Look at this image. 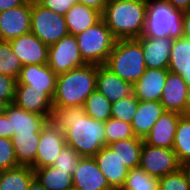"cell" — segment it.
<instances>
[{
    "instance_id": "obj_1",
    "label": "cell",
    "mask_w": 190,
    "mask_h": 190,
    "mask_svg": "<svg viewBox=\"0 0 190 190\" xmlns=\"http://www.w3.org/2000/svg\"><path fill=\"white\" fill-rule=\"evenodd\" d=\"M51 121L64 131L66 145L81 157H94L105 146V122L88 116L84 106L53 107Z\"/></svg>"
},
{
    "instance_id": "obj_2",
    "label": "cell",
    "mask_w": 190,
    "mask_h": 190,
    "mask_svg": "<svg viewBox=\"0 0 190 190\" xmlns=\"http://www.w3.org/2000/svg\"><path fill=\"white\" fill-rule=\"evenodd\" d=\"M102 19L117 39H138L144 31L146 0H109Z\"/></svg>"
},
{
    "instance_id": "obj_3",
    "label": "cell",
    "mask_w": 190,
    "mask_h": 190,
    "mask_svg": "<svg viewBox=\"0 0 190 190\" xmlns=\"http://www.w3.org/2000/svg\"><path fill=\"white\" fill-rule=\"evenodd\" d=\"M98 65L85 64L57 75L53 107L84 106L86 98L96 90Z\"/></svg>"
},
{
    "instance_id": "obj_4",
    "label": "cell",
    "mask_w": 190,
    "mask_h": 190,
    "mask_svg": "<svg viewBox=\"0 0 190 190\" xmlns=\"http://www.w3.org/2000/svg\"><path fill=\"white\" fill-rule=\"evenodd\" d=\"M183 13L166 0H146V19L141 37H183Z\"/></svg>"
},
{
    "instance_id": "obj_5",
    "label": "cell",
    "mask_w": 190,
    "mask_h": 190,
    "mask_svg": "<svg viewBox=\"0 0 190 190\" xmlns=\"http://www.w3.org/2000/svg\"><path fill=\"white\" fill-rule=\"evenodd\" d=\"M105 66L122 80L134 85L146 69L141 43L137 39L117 40Z\"/></svg>"
},
{
    "instance_id": "obj_6",
    "label": "cell",
    "mask_w": 190,
    "mask_h": 190,
    "mask_svg": "<svg viewBox=\"0 0 190 190\" xmlns=\"http://www.w3.org/2000/svg\"><path fill=\"white\" fill-rule=\"evenodd\" d=\"M75 37L83 60L95 65H105L117 41L103 19Z\"/></svg>"
},
{
    "instance_id": "obj_7",
    "label": "cell",
    "mask_w": 190,
    "mask_h": 190,
    "mask_svg": "<svg viewBox=\"0 0 190 190\" xmlns=\"http://www.w3.org/2000/svg\"><path fill=\"white\" fill-rule=\"evenodd\" d=\"M31 32L48 46L69 34L64 16L43 7L36 0H31Z\"/></svg>"
},
{
    "instance_id": "obj_8",
    "label": "cell",
    "mask_w": 190,
    "mask_h": 190,
    "mask_svg": "<svg viewBox=\"0 0 190 190\" xmlns=\"http://www.w3.org/2000/svg\"><path fill=\"white\" fill-rule=\"evenodd\" d=\"M85 64L87 63L80 54L78 42L74 35L68 34L48 48L47 65L56 75L66 73Z\"/></svg>"
},
{
    "instance_id": "obj_9",
    "label": "cell",
    "mask_w": 190,
    "mask_h": 190,
    "mask_svg": "<svg viewBox=\"0 0 190 190\" xmlns=\"http://www.w3.org/2000/svg\"><path fill=\"white\" fill-rule=\"evenodd\" d=\"M139 167L150 176L161 178L181 168L176 154L170 148H158L143 142Z\"/></svg>"
},
{
    "instance_id": "obj_10",
    "label": "cell",
    "mask_w": 190,
    "mask_h": 190,
    "mask_svg": "<svg viewBox=\"0 0 190 190\" xmlns=\"http://www.w3.org/2000/svg\"><path fill=\"white\" fill-rule=\"evenodd\" d=\"M66 141L62 131L53 121L48 120L40 132V141L33 169L52 166Z\"/></svg>"
},
{
    "instance_id": "obj_11",
    "label": "cell",
    "mask_w": 190,
    "mask_h": 190,
    "mask_svg": "<svg viewBox=\"0 0 190 190\" xmlns=\"http://www.w3.org/2000/svg\"><path fill=\"white\" fill-rule=\"evenodd\" d=\"M31 32V0L0 12V40L10 41Z\"/></svg>"
},
{
    "instance_id": "obj_12",
    "label": "cell",
    "mask_w": 190,
    "mask_h": 190,
    "mask_svg": "<svg viewBox=\"0 0 190 190\" xmlns=\"http://www.w3.org/2000/svg\"><path fill=\"white\" fill-rule=\"evenodd\" d=\"M14 103L28 112L51 120L53 97L45 90L31 89L30 85H16Z\"/></svg>"
},
{
    "instance_id": "obj_13",
    "label": "cell",
    "mask_w": 190,
    "mask_h": 190,
    "mask_svg": "<svg viewBox=\"0 0 190 190\" xmlns=\"http://www.w3.org/2000/svg\"><path fill=\"white\" fill-rule=\"evenodd\" d=\"M14 54L20 59L22 65L47 64L48 48L32 32L21 35L9 41Z\"/></svg>"
},
{
    "instance_id": "obj_14",
    "label": "cell",
    "mask_w": 190,
    "mask_h": 190,
    "mask_svg": "<svg viewBox=\"0 0 190 190\" xmlns=\"http://www.w3.org/2000/svg\"><path fill=\"white\" fill-rule=\"evenodd\" d=\"M72 181L73 187L79 190H113L94 157H81Z\"/></svg>"
},
{
    "instance_id": "obj_15",
    "label": "cell",
    "mask_w": 190,
    "mask_h": 190,
    "mask_svg": "<svg viewBox=\"0 0 190 190\" xmlns=\"http://www.w3.org/2000/svg\"><path fill=\"white\" fill-rule=\"evenodd\" d=\"M10 125V138L19 134H40L48 119L44 116L28 112L15 103L7 105L4 113Z\"/></svg>"
},
{
    "instance_id": "obj_16",
    "label": "cell",
    "mask_w": 190,
    "mask_h": 190,
    "mask_svg": "<svg viewBox=\"0 0 190 190\" xmlns=\"http://www.w3.org/2000/svg\"><path fill=\"white\" fill-rule=\"evenodd\" d=\"M187 89L188 84L182 76L169 71L160 103L166 111L187 114Z\"/></svg>"
},
{
    "instance_id": "obj_17",
    "label": "cell",
    "mask_w": 190,
    "mask_h": 190,
    "mask_svg": "<svg viewBox=\"0 0 190 190\" xmlns=\"http://www.w3.org/2000/svg\"><path fill=\"white\" fill-rule=\"evenodd\" d=\"M142 46L146 68L168 69L170 52L174 39L140 37L137 39Z\"/></svg>"
},
{
    "instance_id": "obj_18",
    "label": "cell",
    "mask_w": 190,
    "mask_h": 190,
    "mask_svg": "<svg viewBox=\"0 0 190 190\" xmlns=\"http://www.w3.org/2000/svg\"><path fill=\"white\" fill-rule=\"evenodd\" d=\"M57 75L47 64L24 65L16 85H30L31 89L45 90L52 97L56 91Z\"/></svg>"
},
{
    "instance_id": "obj_19",
    "label": "cell",
    "mask_w": 190,
    "mask_h": 190,
    "mask_svg": "<svg viewBox=\"0 0 190 190\" xmlns=\"http://www.w3.org/2000/svg\"><path fill=\"white\" fill-rule=\"evenodd\" d=\"M181 114L166 111L154 124L151 131L143 139V142L158 148L173 149L176 128Z\"/></svg>"
},
{
    "instance_id": "obj_20",
    "label": "cell",
    "mask_w": 190,
    "mask_h": 190,
    "mask_svg": "<svg viewBox=\"0 0 190 190\" xmlns=\"http://www.w3.org/2000/svg\"><path fill=\"white\" fill-rule=\"evenodd\" d=\"M96 90L112 104L121 98L133 95V84L122 80L105 65H98Z\"/></svg>"
},
{
    "instance_id": "obj_21",
    "label": "cell",
    "mask_w": 190,
    "mask_h": 190,
    "mask_svg": "<svg viewBox=\"0 0 190 190\" xmlns=\"http://www.w3.org/2000/svg\"><path fill=\"white\" fill-rule=\"evenodd\" d=\"M168 69L146 68L143 76L133 85V94L139 101H160Z\"/></svg>"
},
{
    "instance_id": "obj_22",
    "label": "cell",
    "mask_w": 190,
    "mask_h": 190,
    "mask_svg": "<svg viewBox=\"0 0 190 190\" xmlns=\"http://www.w3.org/2000/svg\"><path fill=\"white\" fill-rule=\"evenodd\" d=\"M94 159L110 187L113 190H120L125 183L129 169L107 145L94 156Z\"/></svg>"
},
{
    "instance_id": "obj_23",
    "label": "cell",
    "mask_w": 190,
    "mask_h": 190,
    "mask_svg": "<svg viewBox=\"0 0 190 190\" xmlns=\"http://www.w3.org/2000/svg\"><path fill=\"white\" fill-rule=\"evenodd\" d=\"M166 110L160 101H139L131 126L136 137L144 139Z\"/></svg>"
},
{
    "instance_id": "obj_24",
    "label": "cell",
    "mask_w": 190,
    "mask_h": 190,
    "mask_svg": "<svg viewBox=\"0 0 190 190\" xmlns=\"http://www.w3.org/2000/svg\"><path fill=\"white\" fill-rule=\"evenodd\" d=\"M68 33L78 35L102 19V13L81 3L73 5L64 15Z\"/></svg>"
},
{
    "instance_id": "obj_25",
    "label": "cell",
    "mask_w": 190,
    "mask_h": 190,
    "mask_svg": "<svg viewBox=\"0 0 190 190\" xmlns=\"http://www.w3.org/2000/svg\"><path fill=\"white\" fill-rule=\"evenodd\" d=\"M168 71L182 76L188 86L190 85V39H174Z\"/></svg>"
},
{
    "instance_id": "obj_26",
    "label": "cell",
    "mask_w": 190,
    "mask_h": 190,
    "mask_svg": "<svg viewBox=\"0 0 190 190\" xmlns=\"http://www.w3.org/2000/svg\"><path fill=\"white\" fill-rule=\"evenodd\" d=\"M129 169L139 167L143 139L139 137L115 141L107 145Z\"/></svg>"
},
{
    "instance_id": "obj_27",
    "label": "cell",
    "mask_w": 190,
    "mask_h": 190,
    "mask_svg": "<svg viewBox=\"0 0 190 190\" xmlns=\"http://www.w3.org/2000/svg\"><path fill=\"white\" fill-rule=\"evenodd\" d=\"M35 178L46 190H66L73 187L72 175L54 166L33 169Z\"/></svg>"
},
{
    "instance_id": "obj_28",
    "label": "cell",
    "mask_w": 190,
    "mask_h": 190,
    "mask_svg": "<svg viewBox=\"0 0 190 190\" xmlns=\"http://www.w3.org/2000/svg\"><path fill=\"white\" fill-rule=\"evenodd\" d=\"M17 162L22 166H31L35 162L40 134H19L11 138Z\"/></svg>"
},
{
    "instance_id": "obj_29",
    "label": "cell",
    "mask_w": 190,
    "mask_h": 190,
    "mask_svg": "<svg viewBox=\"0 0 190 190\" xmlns=\"http://www.w3.org/2000/svg\"><path fill=\"white\" fill-rule=\"evenodd\" d=\"M34 178V170L31 166L18 165L2 171L0 190H27Z\"/></svg>"
},
{
    "instance_id": "obj_30",
    "label": "cell",
    "mask_w": 190,
    "mask_h": 190,
    "mask_svg": "<svg viewBox=\"0 0 190 190\" xmlns=\"http://www.w3.org/2000/svg\"><path fill=\"white\" fill-rule=\"evenodd\" d=\"M173 150L180 164L190 158V114L180 116L174 137Z\"/></svg>"
},
{
    "instance_id": "obj_31",
    "label": "cell",
    "mask_w": 190,
    "mask_h": 190,
    "mask_svg": "<svg viewBox=\"0 0 190 190\" xmlns=\"http://www.w3.org/2000/svg\"><path fill=\"white\" fill-rule=\"evenodd\" d=\"M84 109L94 120L106 122L111 118V103L97 90L86 98Z\"/></svg>"
},
{
    "instance_id": "obj_32",
    "label": "cell",
    "mask_w": 190,
    "mask_h": 190,
    "mask_svg": "<svg viewBox=\"0 0 190 190\" xmlns=\"http://www.w3.org/2000/svg\"><path fill=\"white\" fill-rule=\"evenodd\" d=\"M120 190H159V178L152 177L142 168L136 167L128 170Z\"/></svg>"
},
{
    "instance_id": "obj_33",
    "label": "cell",
    "mask_w": 190,
    "mask_h": 190,
    "mask_svg": "<svg viewBox=\"0 0 190 190\" xmlns=\"http://www.w3.org/2000/svg\"><path fill=\"white\" fill-rule=\"evenodd\" d=\"M23 65L14 54L9 41L0 40V74L18 79Z\"/></svg>"
},
{
    "instance_id": "obj_34",
    "label": "cell",
    "mask_w": 190,
    "mask_h": 190,
    "mask_svg": "<svg viewBox=\"0 0 190 190\" xmlns=\"http://www.w3.org/2000/svg\"><path fill=\"white\" fill-rule=\"evenodd\" d=\"M134 137L136 136L130 123L112 117L105 122V146L115 141Z\"/></svg>"
},
{
    "instance_id": "obj_35",
    "label": "cell",
    "mask_w": 190,
    "mask_h": 190,
    "mask_svg": "<svg viewBox=\"0 0 190 190\" xmlns=\"http://www.w3.org/2000/svg\"><path fill=\"white\" fill-rule=\"evenodd\" d=\"M138 102L139 100L133 94L112 103L111 117L131 124L136 115Z\"/></svg>"
},
{
    "instance_id": "obj_36",
    "label": "cell",
    "mask_w": 190,
    "mask_h": 190,
    "mask_svg": "<svg viewBox=\"0 0 190 190\" xmlns=\"http://www.w3.org/2000/svg\"><path fill=\"white\" fill-rule=\"evenodd\" d=\"M159 190H190V179L182 168L159 178Z\"/></svg>"
},
{
    "instance_id": "obj_37",
    "label": "cell",
    "mask_w": 190,
    "mask_h": 190,
    "mask_svg": "<svg viewBox=\"0 0 190 190\" xmlns=\"http://www.w3.org/2000/svg\"><path fill=\"white\" fill-rule=\"evenodd\" d=\"M80 159L81 156L73 148L65 145L52 166L63 171H68L73 176Z\"/></svg>"
},
{
    "instance_id": "obj_38",
    "label": "cell",
    "mask_w": 190,
    "mask_h": 190,
    "mask_svg": "<svg viewBox=\"0 0 190 190\" xmlns=\"http://www.w3.org/2000/svg\"><path fill=\"white\" fill-rule=\"evenodd\" d=\"M11 138L0 137V171L18 166Z\"/></svg>"
},
{
    "instance_id": "obj_39",
    "label": "cell",
    "mask_w": 190,
    "mask_h": 190,
    "mask_svg": "<svg viewBox=\"0 0 190 190\" xmlns=\"http://www.w3.org/2000/svg\"><path fill=\"white\" fill-rule=\"evenodd\" d=\"M17 80L0 74V100L7 104L14 103Z\"/></svg>"
},
{
    "instance_id": "obj_40",
    "label": "cell",
    "mask_w": 190,
    "mask_h": 190,
    "mask_svg": "<svg viewBox=\"0 0 190 190\" xmlns=\"http://www.w3.org/2000/svg\"><path fill=\"white\" fill-rule=\"evenodd\" d=\"M43 7L57 14L65 15L68 10L77 3V0H36Z\"/></svg>"
},
{
    "instance_id": "obj_41",
    "label": "cell",
    "mask_w": 190,
    "mask_h": 190,
    "mask_svg": "<svg viewBox=\"0 0 190 190\" xmlns=\"http://www.w3.org/2000/svg\"><path fill=\"white\" fill-rule=\"evenodd\" d=\"M77 2L94 8L99 12L103 13V11L105 10V6L109 2V0H77Z\"/></svg>"
},
{
    "instance_id": "obj_42",
    "label": "cell",
    "mask_w": 190,
    "mask_h": 190,
    "mask_svg": "<svg viewBox=\"0 0 190 190\" xmlns=\"http://www.w3.org/2000/svg\"><path fill=\"white\" fill-rule=\"evenodd\" d=\"M0 137L10 138V125L5 114H0Z\"/></svg>"
},
{
    "instance_id": "obj_43",
    "label": "cell",
    "mask_w": 190,
    "mask_h": 190,
    "mask_svg": "<svg viewBox=\"0 0 190 190\" xmlns=\"http://www.w3.org/2000/svg\"><path fill=\"white\" fill-rule=\"evenodd\" d=\"M27 0H0V12L20 6Z\"/></svg>"
},
{
    "instance_id": "obj_44",
    "label": "cell",
    "mask_w": 190,
    "mask_h": 190,
    "mask_svg": "<svg viewBox=\"0 0 190 190\" xmlns=\"http://www.w3.org/2000/svg\"><path fill=\"white\" fill-rule=\"evenodd\" d=\"M174 8L182 10L183 12L190 10V0H166Z\"/></svg>"
},
{
    "instance_id": "obj_45",
    "label": "cell",
    "mask_w": 190,
    "mask_h": 190,
    "mask_svg": "<svg viewBox=\"0 0 190 190\" xmlns=\"http://www.w3.org/2000/svg\"><path fill=\"white\" fill-rule=\"evenodd\" d=\"M183 37L190 39V10L183 13Z\"/></svg>"
},
{
    "instance_id": "obj_46",
    "label": "cell",
    "mask_w": 190,
    "mask_h": 190,
    "mask_svg": "<svg viewBox=\"0 0 190 190\" xmlns=\"http://www.w3.org/2000/svg\"><path fill=\"white\" fill-rule=\"evenodd\" d=\"M27 190H46V189L40 184V182L36 178H34L31 181Z\"/></svg>"
},
{
    "instance_id": "obj_47",
    "label": "cell",
    "mask_w": 190,
    "mask_h": 190,
    "mask_svg": "<svg viewBox=\"0 0 190 190\" xmlns=\"http://www.w3.org/2000/svg\"><path fill=\"white\" fill-rule=\"evenodd\" d=\"M181 168L184 170L187 177L190 179V158H188L181 164Z\"/></svg>"
},
{
    "instance_id": "obj_48",
    "label": "cell",
    "mask_w": 190,
    "mask_h": 190,
    "mask_svg": "<svg viewBox=\"0 0 190 190\" xmlns=\"http://www.w3.org/2000/svg\"><path fill=\"white\" fill-rule=\"evenodd\" d=\"M187 114H190V85L187 89Z\"/></svg>"
},
{
    "instance_id": "obj_49",
    "label": "cell",
    "mask_w": 190,
    "mask_h": 190,
    "mask_svg": "<svg viewBox=\"0 0 190 190\" xmlns=\"http://www.w3.org/2000/svg\"><path fill=\"white\" fill-rule=\"evenodd\" d=\"M7 103L5 101L0 100V114H4L7 108Z\"/></svg>"
},
{
    "instance_id": "obj_50",
    "label": "cell",
    "mask_w": 190,
    "mask_h": 190,
    "mask_svg": "<svg viewBox=\"0 0 190 190\" xmlns=\"http://www.w3.org/2000/svg\"><path fill=\"white\" fill-rule=\"evenodd\" d=\"M66 190H79V189H77V188H75V187H71V188L66 189Z\"/></svg>"
}]
</instances>
